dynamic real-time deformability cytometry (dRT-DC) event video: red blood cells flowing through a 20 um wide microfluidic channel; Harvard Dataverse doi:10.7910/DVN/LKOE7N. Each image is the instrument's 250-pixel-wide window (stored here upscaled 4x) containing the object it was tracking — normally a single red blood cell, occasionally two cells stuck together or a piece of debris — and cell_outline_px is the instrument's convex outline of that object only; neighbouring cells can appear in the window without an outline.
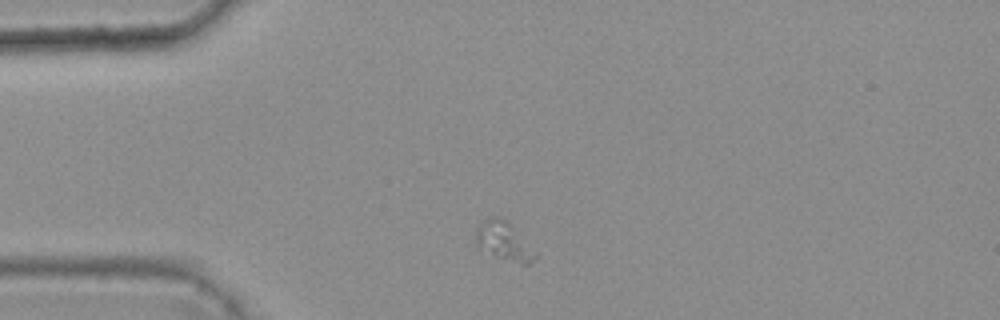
{"species": "common noctule bat (a hibernating species)", "species_latin": "Nyctalus noctula", "temperature_condition": "warm", "stored_images_in_passage": 2, "camera_frame_rate_fps": 3000, "um_per_image_px": 0.085, "animal": {"sex": "female", "body_mass_g": 25.1}, "frame": {"image": 1, "passage_image": 1, "time_ms": 0.0, "image_size_px": [1000, 320], "cell_outline_px": [[536, 256], [528, 264], [520, 264], [500, 256], [476, 244], [476, 228], [484, 220], [492, 216], [500, 216], [508, 224]], "centroid_in_image_um": [42.75, 20.46], "position_along_channel_um": 42.3, "area_um2": 11.91}}